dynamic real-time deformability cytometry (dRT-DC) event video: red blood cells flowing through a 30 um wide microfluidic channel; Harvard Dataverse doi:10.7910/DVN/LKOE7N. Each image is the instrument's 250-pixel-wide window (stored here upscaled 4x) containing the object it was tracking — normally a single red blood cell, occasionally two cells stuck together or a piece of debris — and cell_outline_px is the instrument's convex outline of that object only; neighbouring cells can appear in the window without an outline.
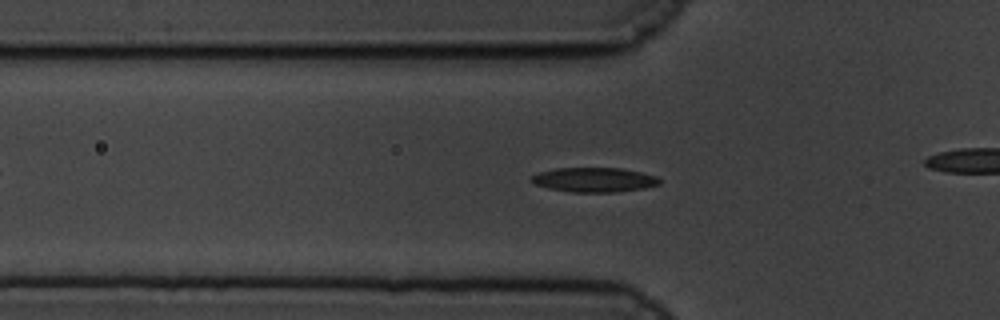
{"species": "common noctule bat (a hibernating species)", "species_latin": "Nyctalus noctula", "temperature_condition": "cold", "stored_images_in_passage": 62, "camera_frame_rate_fps": 3000, "um_per_image_px": 0.085, "animal": {"sex": "male", "body_mass_g": 19.5, "forearm_length_mm": 54.6}, "frame": {"image": 1, "passage_image": 21, "time_ms": 6.667, "image_size_px": [1000, 320], "cell_outline_px": [[660, 184], [644, 188], [616, 192], [572, 192], [548, 188], [536, 184], [532, 180], [532, 176], [540, 172], [556, 168], [620, 168], [640, 172], [656, 176], [660, 180]], "centroid_in_image_um": [50.53, 15.28], "position_along_channel_um": 75.3, "area_um2": 18.09}}
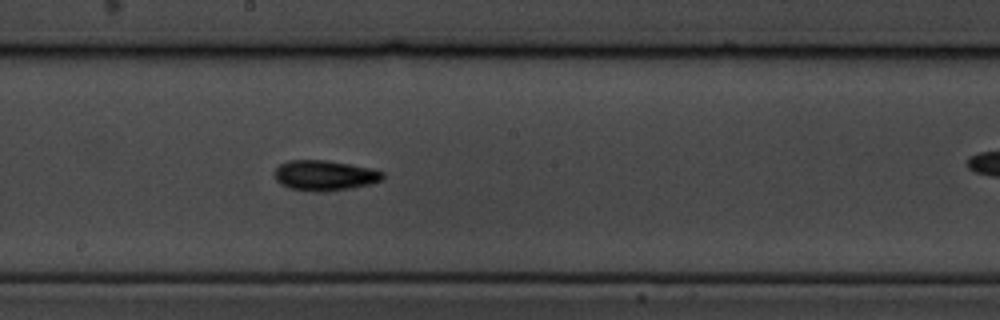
{"frame": {"image": 2, "passage_image": 34, "time_ms": 11.0, "image_size_px": [1000, 320], "cell_outline_px": [[384, 176], [380, 180], [368, 184], [348, 188], [324, 192], [312, 192], [288, 188], [280, 184], [276, 180], [276, 168], [280, 164], [288, 160], [324, 160], [372, 168], [384, 172]], "centroid_in_image_um": [27.56, 14.91], "position_along_channel_um": 220.6, "area_um2": 18.96}}
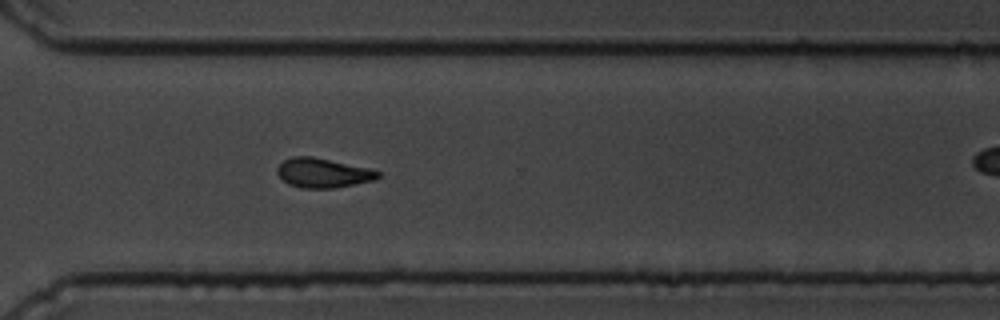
{"frame": {"image": 3, "passage_image": 45, "time_ms": 14.667, "image_size_px": [1000, 320], "cell_outline_px": [[380, 176], [376, 180], [332, 188], [300, 188], [288, 184], [276, 172], [276, 168], [284, 160], [292, 156], [312, 156], [372, 168], [380, 172]], "centroid_in_image_um": [27.47, 14.69], "position_along_channel_um": 343.1, "area_um2": 17.46}, "authors_computed_cell_mechanics": {"area_um2": 17.2244, "velocity_mm_per_s": 3.3494, "shape_relaxation_time_tau1_ms": 6.2967, "shape_relaxation_time_tau2_ms": 7.9821, "deformation_change_tau1": 0.1583, "deformation_change_tau2": 0.1326}}